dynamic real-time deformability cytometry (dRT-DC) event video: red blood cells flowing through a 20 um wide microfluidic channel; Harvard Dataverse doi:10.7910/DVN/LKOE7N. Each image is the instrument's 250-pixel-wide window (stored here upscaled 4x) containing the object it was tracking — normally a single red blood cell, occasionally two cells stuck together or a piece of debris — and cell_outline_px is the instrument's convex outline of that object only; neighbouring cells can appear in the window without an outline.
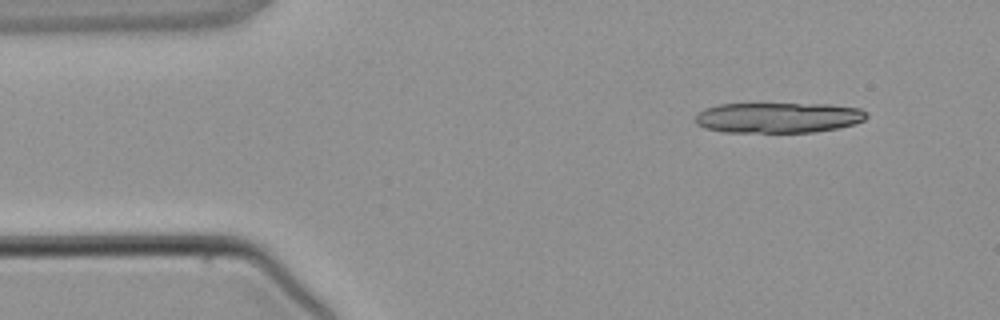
{"species": "common noctule bat (a hibernating species)", "species_latin": "Nyctalus noctula", "temperature_condition": "warm", "stored_images_in_passage": 2, "camera_frame_rate_fps": 3000, "um_per_image_px": 0.085, "animal": {"sex": "male", "body_mass_g": 21.5, "forearm_length_mm": 52.0}, "frame": {"image": 1, "passage_image": 1, "time_ms": 0.0, "image_size_px": [1000, 320], "cell_outline_px": [[868, 116], [864, 120], [852, 124], [836, 128], [816, 132], [724, 132], [704, 128], [696, 124], [696, 116], [704, 108], [720, 104], [828, 104], [860, 108], [868, 112]], "centroid_in_image_um": [66.15, 10.0], "position_along_channel_um": 18.8, "area_um2": 30.4}}